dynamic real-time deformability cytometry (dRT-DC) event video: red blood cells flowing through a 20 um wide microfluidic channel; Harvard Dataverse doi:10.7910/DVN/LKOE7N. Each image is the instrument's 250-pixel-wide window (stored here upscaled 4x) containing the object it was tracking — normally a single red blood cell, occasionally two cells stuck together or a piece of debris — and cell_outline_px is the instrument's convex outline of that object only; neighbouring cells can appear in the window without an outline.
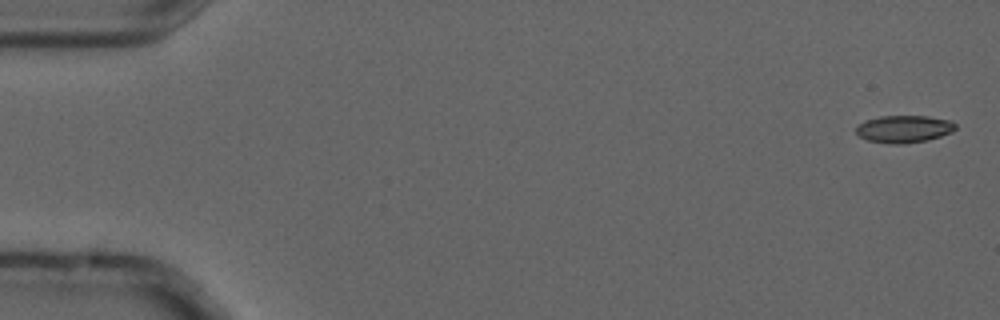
{"species": "common noctule bat (a hibernating species)", "species_latin": "Nyctalus noctula", "temperature_condition": "cold", "stored_images_in_passage": 6, "segment_of_instrument_passage": [1, 2], "camera_frame_rate_fps": 3000, "um_per_image_px": 0.085, "animal": {"sex": "male", "forearm_length_mm": 52.5}, "frame": {"image": 1, "passage_image": 1, "time_ms": 0.0, "image_size_px": [1000, 320], "cell_outline_px": [[956, 128], [952, 132], [928, 140], [900, 144], [892, 144], [868, 140], [860, 136], [856, 132], [856, 128], [864, 120], [880, 116], [928, 116], [952, 120], [956, 124]], "centroid_in_image_um": [76.87, 10.95], "position_along_channel_um": 8.1, "area_um2": 15.84}}